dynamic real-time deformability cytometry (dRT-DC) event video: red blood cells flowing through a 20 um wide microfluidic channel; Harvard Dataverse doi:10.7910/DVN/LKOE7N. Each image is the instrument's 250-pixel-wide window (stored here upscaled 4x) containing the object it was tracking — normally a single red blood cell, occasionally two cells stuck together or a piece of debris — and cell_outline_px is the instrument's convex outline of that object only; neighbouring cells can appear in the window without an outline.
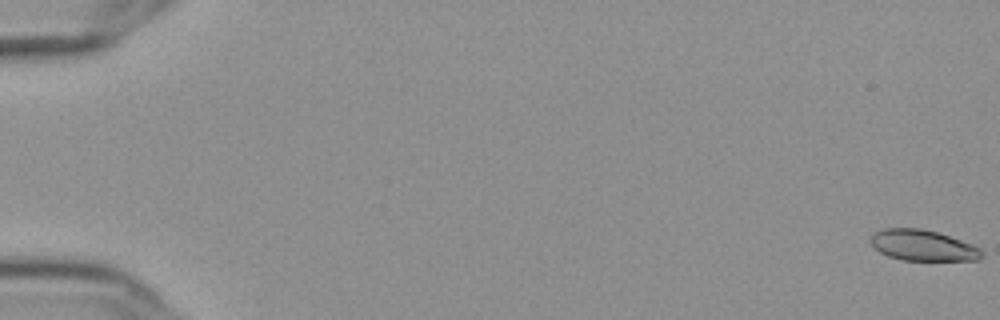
{"species": "Egyptian fruit bat (a non-hibernating species)", "species_latin": "Rousettus aegyptiacus", "temperature_condition": "cold", "stored_images_in_passage": 58, "camera_frame_rate_fps": 3000, "um_per_image_px": 0.085, "frame": {"image": 1, "passage_image": 1, "time_ms": 0.0, "image_size_px": [1000, 320], "cell_outline_px": [[984, 256], [980, 260], [904, 260], [888, 256], [872, 248], [872, 236], [876, 232], [884, 228], [920, 228], [936, 232], [972, 244], [980, 248], [984, 252]], "centroid_in_image_um": [78.47, 20.87], "position_along_channel_um": 6.5, "area_um2": 19.88}}
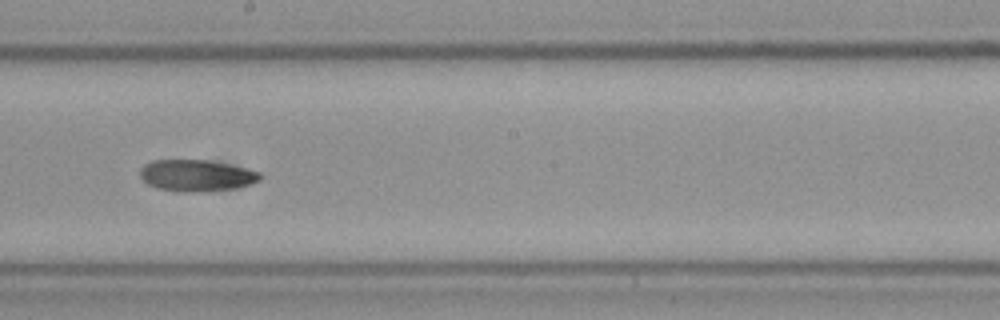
{"frame": {"image": 2, "passage_image": 34, "time_ms": 11.0, "image_size_px": [1000, 320], "cell_outline_px": [[264, 176], [260, 180], [252, 184], [232, 188], [200, 192], [176, 192], [156, 188], [148, 184], [140, 176], [140, 168], [144, 164], [152, 160], [204, 160], [244, 168], [260, 172]], "centroid_in_image_um": [16.67, 14.93], "position_along_channel_um": 231.5, "area_um2": 22.02}}
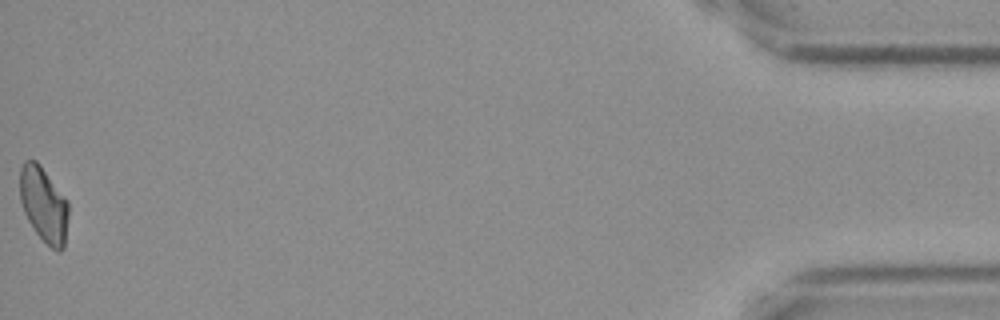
{"frame": {"image": 3, "passage_image": 58, "time_ms": 19.0, "image_size_px": [1000, 320], "cell_outline_px": [[68, 216], [64, 248], [60, 252], [52, 248], [36, 232], [28, 220], [24, 212], [20, 200], [20, 168], [24, 160], [36, 160], [40, 164], [68, 200]], "centroid_in_image_um": [3.72, 17.36], "position_along_channel_um": 431.5, "area_um2": 21.27}, "authors_computed_cell_mechanics": {"area_um2": 21.4727, "velocity_mm_per_s": 3.6199, "shape_relaxation_time_tau1_ms": null, "shape_relaxation_time_tau2_ms": 8.0491, "deformation_change_tau1": null, "deformation_change_tau2": 0.1453}}